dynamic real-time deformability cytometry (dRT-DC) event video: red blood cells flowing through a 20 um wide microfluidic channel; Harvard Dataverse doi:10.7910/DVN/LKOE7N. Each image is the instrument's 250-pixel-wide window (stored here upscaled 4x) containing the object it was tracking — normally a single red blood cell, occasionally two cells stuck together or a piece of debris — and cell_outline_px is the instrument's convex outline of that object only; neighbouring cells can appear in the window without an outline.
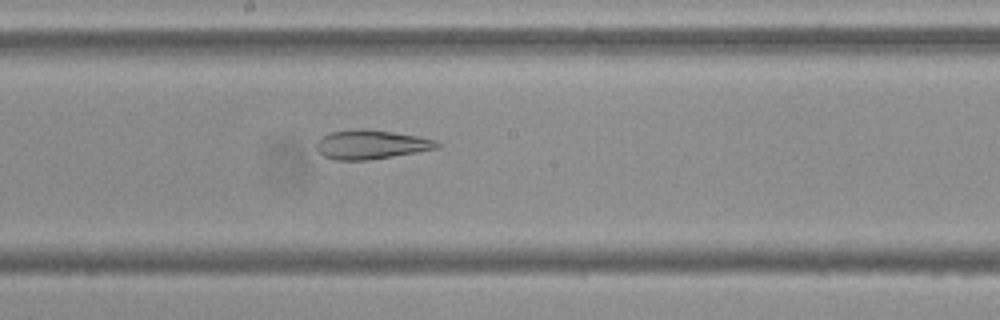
{"species": "Egyptian fruit bat (a non-hibernating species)", "species_latin": "Rousettus aegyptiacus", "temperature_condition": "cold", "stored_images_in_passage": 41, "camera_frame_rate_fps": 3000, "um_per_image_px": 0.085, "frame": {"image": 1, "passage_image": 16, "time_ms": 5.0, "image_size_px": [1000, 320], "cell_outline_px": [[444, 144], [440, 148], [368, 160], [336, 160], [324, 156], [316, 148], [316, 140], [320, 136], [328, 132], [356, 128], [368, 128], [420, 136], [436, 140]], "centroid_in_image_um": [31.55, 12.26], "position_along_channel_um": 216.6, "area_um2": 20.92}}
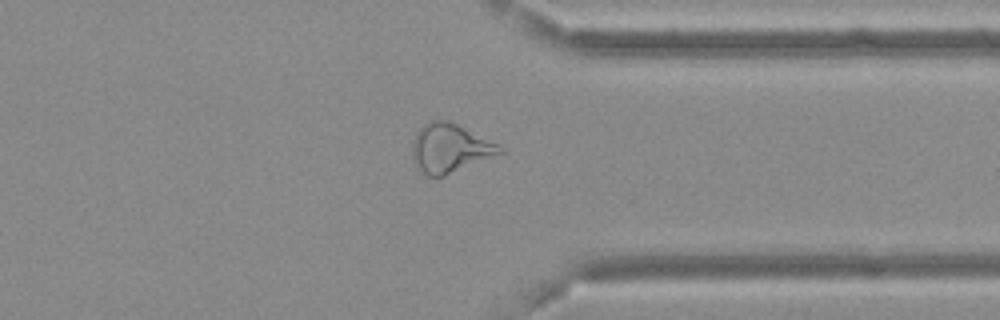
{"frame": {"image": 2, "passage_image": 29, "time_ms": 9.333, "image_size_px": [1000, 320], "cell_outline_px": [[504, 152], [444, 176], [428, 176], [416, 164], [412, 156], [412, 144], [416, 132], [428, 120], [448, 120], [500, 144], [504, 148]], "centroid_in_image_um": [38.25, 12.57], "position_along_channel_um": 373.1, "area_um2": 24.74}}
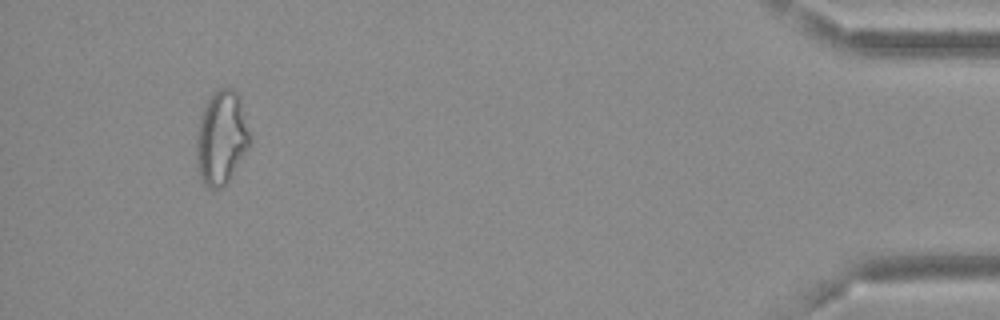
{"frame": {"image": 3, "passage_image": 38, "time_ms": 12.333, "image_size_px": [1000, 320], "cell_outline_px": [[252, 144], [228, 180], [216, 192], [208, 188], [204, 184], [196, 168], [196, 136], [200, 116], [204, 104], [212, 92], [220, 88], [232, 88], [240, 96], [252, 140]], "centroid_in_image_um": [18.82, 11.71], "position_along_channel_um": 416.4, "area_um2": 29.88}, "authors_computed_cell_mechanics": {"area_um2": 23.3512, "velocity_mm_per_s": 3.6797, "shape_relaxation_time_tau1_ms": null, "shape_relaxation_time_tau2_ms": 3.5471, "deformation_change_tau1": null, "deformation_change_tau2": 0.1191}}